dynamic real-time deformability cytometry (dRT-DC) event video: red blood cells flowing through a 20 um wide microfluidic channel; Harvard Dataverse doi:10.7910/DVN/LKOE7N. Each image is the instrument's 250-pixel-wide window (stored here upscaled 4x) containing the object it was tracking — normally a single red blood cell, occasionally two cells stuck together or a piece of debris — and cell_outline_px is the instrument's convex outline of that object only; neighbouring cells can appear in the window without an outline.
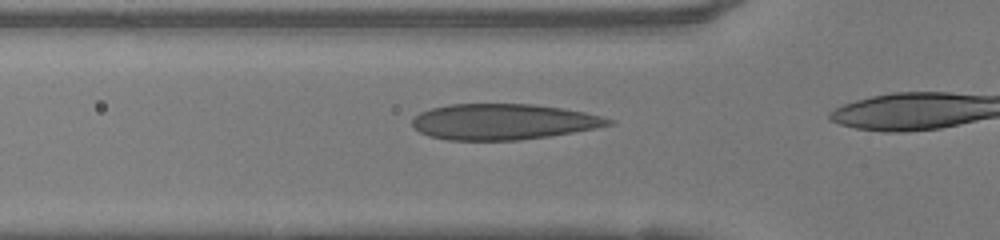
{"species": "human", "species_latin": "Homo sapiens", "temperature_condition": "warm", "stored_images_in_passage": 5, "camera_frame_rate_fps": 3000, "um_per_image_px": 0.085, "donor": {"sex": "female"}, "frame": {"image": 1, "passage_image": 3, "time_ms": 0.667, "image_size_px": [1000, 240], "cell_outline_px": [[616, 120], [612, 124], [596, 128], [548, 136], [520, 140], [448, 140], [428, 136], [420, 132], [412, 124], [412, 120], [420, 112], [432, 108], [452, 104], [532, 104], [564, 108], [584, 112]], "centroid_in_image_um": [42.78, 10.35], "position_along_channel_um": 83.0, "area_um2": 40.81}}